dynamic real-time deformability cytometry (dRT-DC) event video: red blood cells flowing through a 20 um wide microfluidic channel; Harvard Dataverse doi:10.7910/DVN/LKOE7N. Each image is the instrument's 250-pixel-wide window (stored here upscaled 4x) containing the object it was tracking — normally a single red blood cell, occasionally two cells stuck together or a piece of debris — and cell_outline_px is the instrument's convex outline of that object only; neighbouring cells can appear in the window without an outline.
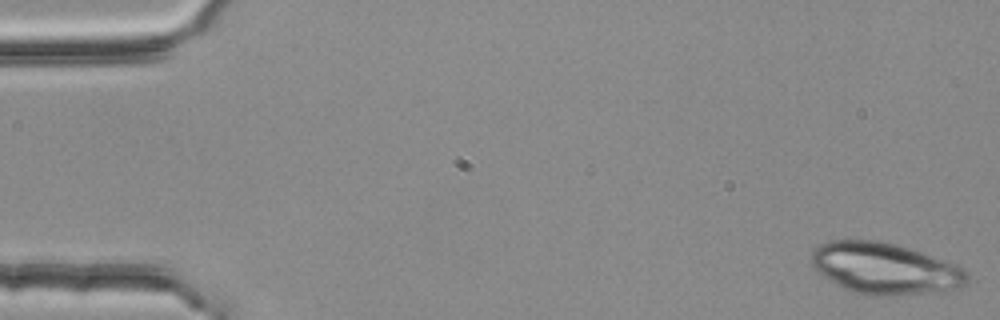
{"species": "common noctule bat (a hibernating species)", "species_latin": "Nyctalus noctula", "temperature_condition": "room temperature", "stored_images_in_passage": 5, "camera_frame_rate_fps": 3000, "um_per_image_px": 0.085, "animal": {"sex": "female", "body_mass_g": 25.1}, "frame": {"image": 1, "passage_image": 1, "time_ms": 0.0, "image_size_px": [1000, 320], "cell_outline_px": [[968, 280], [964, 284], [956, 288], [888, 296], [868, 296], [852, 292], [836, 284], [816, 272], [812, 264], [812, 252], [820, 244], [828, 240], [876, 240], [896, 244], [956, 264], [964, 268], [968, 276]], "centroid_in_image_um": [75.15, 22.81], "position_along_channel_um": 9.8, "area_um2": 46.24}}